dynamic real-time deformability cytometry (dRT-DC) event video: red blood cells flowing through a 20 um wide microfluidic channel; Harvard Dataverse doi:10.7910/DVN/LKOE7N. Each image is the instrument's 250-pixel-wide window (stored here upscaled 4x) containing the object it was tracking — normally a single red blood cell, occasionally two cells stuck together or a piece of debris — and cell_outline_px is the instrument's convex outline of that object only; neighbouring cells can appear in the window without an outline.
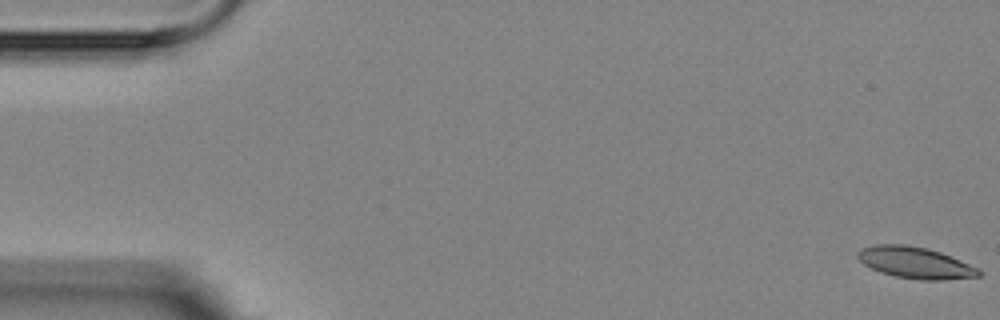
{"species": "Egyptian fruit bat (a non-hibernating species)", "species_latin": "Rousettus aegyptiacus", "temperature_condition": "room temperature", "stored_images_in_passage": 6, "camera_frame_rate_fps": 3000, "um_per_image_px": 0.085, "animal": {"sex": "female"}, "frame": {"image": 1, "passage_image": 1, "time_ms": 0.0, "image_size_px": [1000, 320], "cell_outline_px": [[984, 272], [980, 276], [944, 280], [920, 280], [896, 276], [880, 272], [864, 264], [856, 256], [856, 252], [864, 248], [876, 244], [904, 244], [928, 248], [940, 252], [980, 268]], "centroid_in_image_um": [77.84, 22.33], "position_along_channel_um": 7.2, "area_um2": 22.25}}